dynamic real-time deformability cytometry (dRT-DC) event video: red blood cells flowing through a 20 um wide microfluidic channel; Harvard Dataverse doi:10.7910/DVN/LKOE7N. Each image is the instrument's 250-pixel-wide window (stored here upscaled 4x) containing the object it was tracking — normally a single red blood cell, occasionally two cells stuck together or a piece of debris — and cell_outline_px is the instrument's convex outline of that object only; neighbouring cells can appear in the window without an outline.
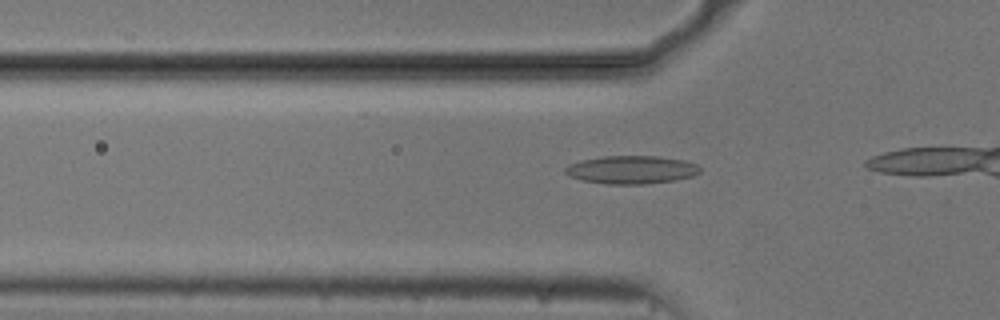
{"species": "common noctule bat (a hibernating species)", "species_latin": "Nyctalus noctula", "temperature_condition": "cold", "stored_images_in_passage": 12, "camera_frame_rate_fps": 3000, "um_per_image_px": 0.085, "animal": {"sex": "male", "body_mass_g": 20.5, "forearm_length_mm": 52.5}, "frame": {"image": 1, "passage_image": 9, "time_ms": 2.667, "image_size_px": [1000, 320], "cell_outline_px": [[700, 172], [692, 176], [676, 180], [644, 184], [608, 184], [584, 180], [568, 176], [564, 172], [564, 168], [568, 164], [580, 160], [600, 156], [660, 156], [684, 160], [696, 164], [700, 168]], "centroid_in_image_um": [53.65, 14.42], "position_along_channel_um": 72.2, "area_um2": 22.2}}